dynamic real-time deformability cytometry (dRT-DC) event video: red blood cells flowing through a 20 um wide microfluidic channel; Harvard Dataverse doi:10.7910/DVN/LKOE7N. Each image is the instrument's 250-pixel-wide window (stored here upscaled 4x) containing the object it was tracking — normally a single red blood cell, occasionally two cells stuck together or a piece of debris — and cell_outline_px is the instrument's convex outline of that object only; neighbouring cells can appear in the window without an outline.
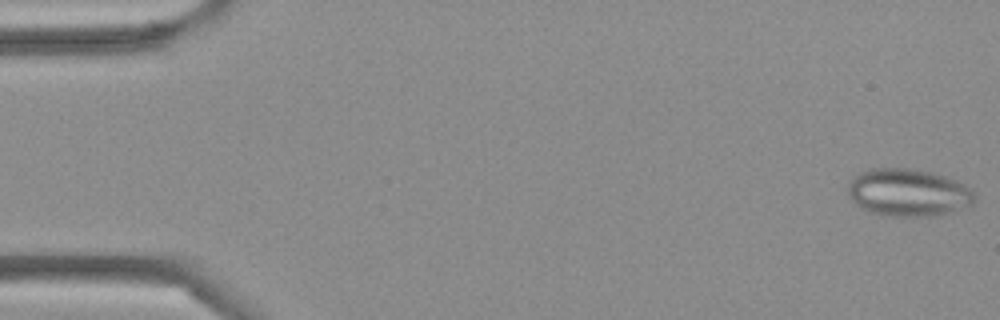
{"species": "Egyptian fruit bat (a non-hibernating species)", "species_latin": "Rousettus aegyptiacus", "temperature_condition": "cold", "stored_images_in_passage": 5, "camera_frame_rate_fps": 3000, "um_per_image_px": 0.085, "frame": {"image": 1, "passage_image": 1, "time_ms": 0.0, "image_size_px": [1000, 320], "cell_outline_px": [[976, 200], [972, 204], [952, 212], [936, 216], [888, 216], [872, 212], [860, 208], [848, 196], [848, 180], [860, 172], [868, 168], [908, 168], [932, 172], [956, 180], [972, 188], [976, 196]], "centroid_in_image_um": [77.2, 16.36], "position_along_channel_um": 7.8, "area_um2": 35.55}}